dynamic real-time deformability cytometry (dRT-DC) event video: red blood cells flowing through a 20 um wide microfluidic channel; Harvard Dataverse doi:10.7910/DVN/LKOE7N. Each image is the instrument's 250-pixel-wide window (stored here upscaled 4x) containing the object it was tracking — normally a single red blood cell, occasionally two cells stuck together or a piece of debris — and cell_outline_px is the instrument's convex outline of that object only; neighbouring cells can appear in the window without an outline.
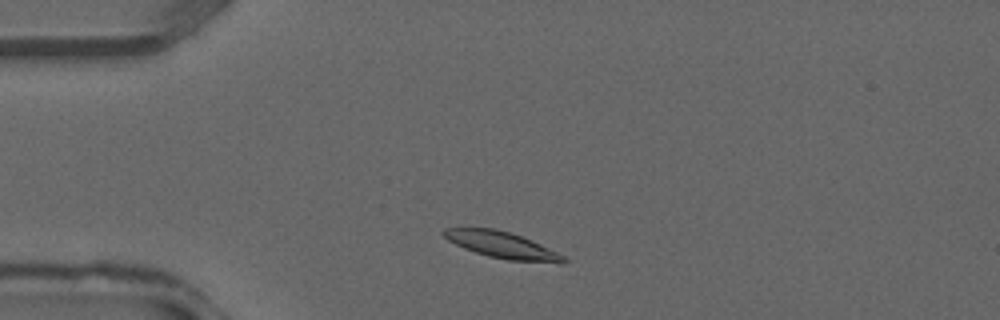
{"species": "common noctule bat (a hibernating species)", "species_latin": "Nyctalus noctula", "temperature_condition": "warm", "stored_images_in_passage": 31, "camera_frame_rate_fps": 3000, "um_per_image_px": 0.085, "animal": {"sex": "male", "forearm_length_mm": 52.5}, "frame": {"image": 1, "passage_image": 3, "time_ms": 0.667, "image_size_px": [1000, 320], "cell_outline_px": [[568, 260], [564, 264], [560, 264], [508, 260], [488, 256], [464, 248], [448, 240], [440, 232], [444, 228], [496, 228], [520, 236], [540, 244], [564, 256]], "centroid_in_image_um": [42.69, 20.84], "position_along_channel_um": 42.3, "area_um2": 18.44}}
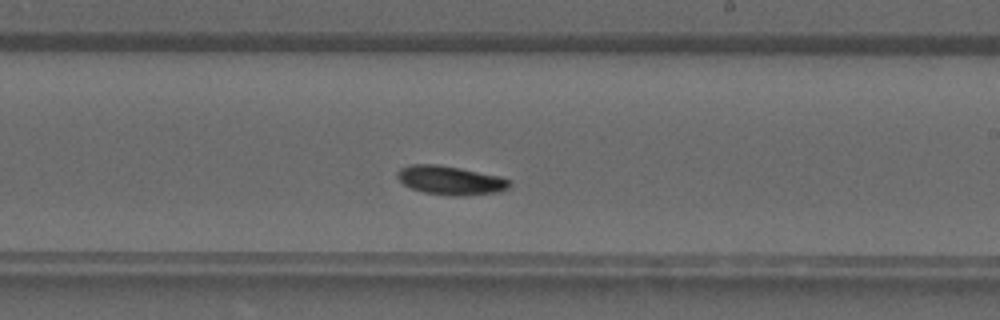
{"frame": {"image": 2, "passage_image": 16, "time_ms": 5.0, "image_size_px": [1000, 320], "cell_outline_px": [[512, 184], [508, 188], [500, 192], [460, 196], [452, 196], [424, 192], [412, 188], [404, 184], [396, 176], [396, 172], [400, 168], [412, 164], [436, 164], [460, 168], [500, 176], [512, 180]], "centroid_in_image_um": [38.32, 15.32], "position_along_channel_um": 250.7, "area_um2": 18.96}}
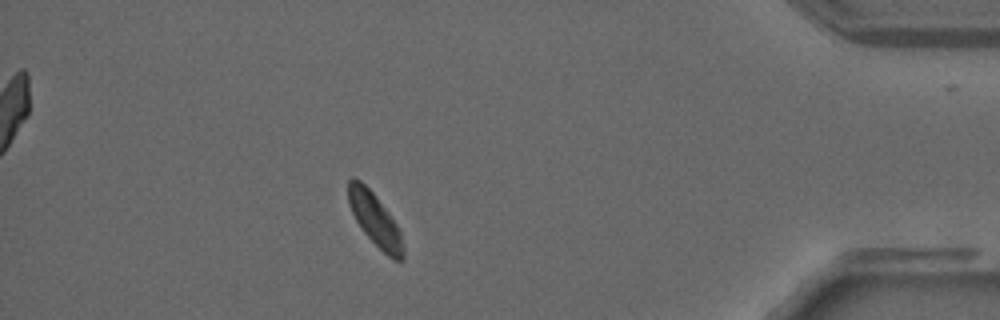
{"frame": {"image": 3, "passage_image": 27, "time_ms": 8.667, "image_size_px": [1000, 320], "cell_outline_px": [[404, 260], [392, 260], [364, 232], [356, 220], [348, 204], [348, 180], [352, 176], [360, 180], [372, 192], [388, 212], [396, 224], [400, 232], [404, 248]], "centroid_in_image_um": [31.87, 18.66], "position_along_channel_um": 403.3, "area_um2": 16.59}}